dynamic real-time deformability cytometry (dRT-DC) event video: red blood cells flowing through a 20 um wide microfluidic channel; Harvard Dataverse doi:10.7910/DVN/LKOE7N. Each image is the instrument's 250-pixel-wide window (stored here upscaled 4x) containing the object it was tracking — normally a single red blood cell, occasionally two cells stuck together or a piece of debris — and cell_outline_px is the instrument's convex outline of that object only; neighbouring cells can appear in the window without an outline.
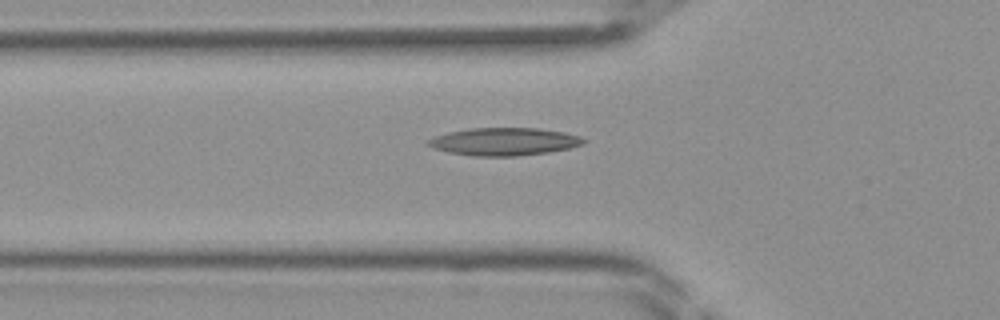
{"species": "Egyptian fruit bat (a non-hibernating species)", "species_latin": "Rousettus aegyptiacus", "temperature_condition": "room temperature", "stored_images_in_passage": 27, "camera_frame_rate_fps": 3000, "um_per_image_px": 0.085, "frame": {"image": 1, "passage_image": 2, "time_ms": 0.333, "image_size_px": [1000, 320], "cell_outline_px": [[588, 140], [584, 144], [568, 148], [548, 152], [516, 156], [472, 156], [448, 152], [432, 148], [424, 144], [428, 140], [436, 136], [448, 132], [468, 128], [540, 128], [564, 132], [580, 136]], "centroid_in_image_um": [42.84, 12.03], "position_along_channel_um": 83.0, "area_um2": 25.26}}
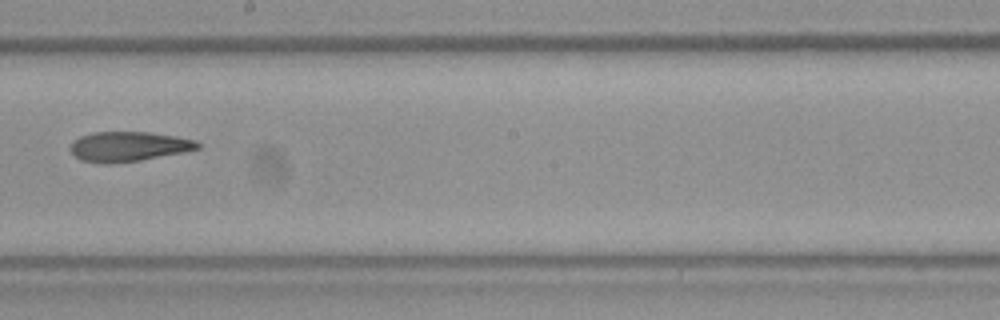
{"frame": {"image": 2, "passage_image": 12, "time_ms": 3.667, "image_size_px": [1000, 320], "cell_outline_px": [[200, 148], [184, 152], [140, 160], [112, 164], [100, 164], [80, 160], [68, 148], [72, 140], [80, 136], [92, 132], [148, 132], [176, 136], [196, 140], [200, 144]], "centroid_in_image_um": [10.88, 12.46], "position_along_channel_um": 237.3, "area_um2": 22.37}}
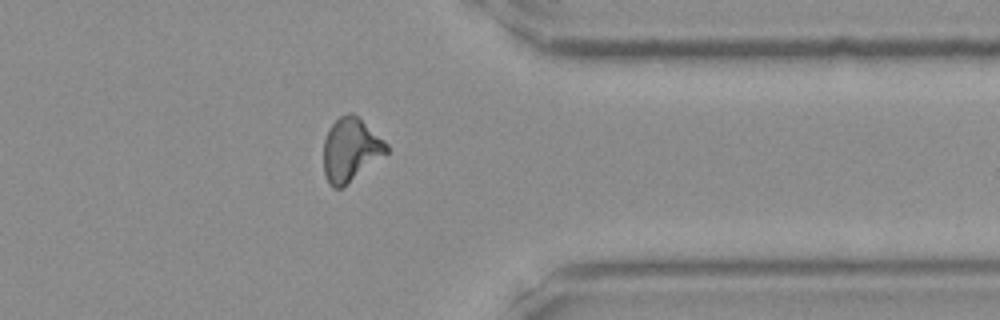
{"frame": {"image": 3, "passage_image": 22, "time_ms": 7.0, "image_size_px": [1000, 320], "cell_outline_px": [[388, 152], [340, 188], [332, 188], [328, 184], [324, 176], [324, 140], [328, 128], [340, 116], [348, 112], [352, 112], [384, 140], [388, 144]], "centroid_in_image_um": [29.77, 12.71], "position_along_channel_um": 381.6, "area_um2": 22.89}}